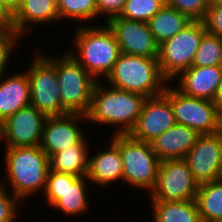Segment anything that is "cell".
<instances>
[{"label": "cell", "instance_id": "83f0119b", "mask_svg": "<svg viewBox=\"0 0 222 222\" xmlns=\"http://www.w3.org/2000/svg\"><path fill=\"white\" fill-rule=\"evenodd\" d=\"M166 5V0H127L120 17L148 22Z\"/></svg>", "mask_w": 222, "mask_h": 222}, {"label": "cell", "instance_id": "30bf717a", "mask_svg": "<svg viewBox=\"0 0 222 222\" xmlns=\"http://www.w3.org/2000/svg\"><path fill=\"white\" fill-rule=\"evenodd\" d=\"M198 188L199 183L184 158L166 159L160 162L156 183L149 198L151 201L196 200Z\"/></svg>", "mask_w": 222, "mask_h": 222}, {"label": "cell", "instance_id": "603a6c76", "mask_svg": "<svg viewBox=\"0 0 222 222\" xmlns=\"http://www.w3.org/2000/svg\"><path fill=\"white\" fill-rule=\"evenodd\" d=\"M153 222H202L196 200L151 201Z\"/></svg>", "mask_w": 222, "mask_h": 222}, {"label": "cell", "instance_id": "9c48e42d", "mask_svg": "<svg viewBox=\"0 0 222 222\" xmlns=\"http://www.w3.org/2000/svg\"><path fill=\"white\" fill-rule=\"evenodd\" d=\"M27 75L30 80V105L46 116H61L67 114L61 105L56 66L47 58L35 52Z\"/></svg>", "mask_w": 222, "mask_h": 222}, {"label": "cell", "instance_id": "7a4b0ae2", "mask_svg": "<svg viewBox=\"0 0 222 222\" xmlns=\"http://www.w3.org/2000/svg\"><path fill=\"white\" fill-rule=\"evenodd\" d=\"M4 156L6 179L20 202L45 189L50 165L40 146L6 147Z\"/></svg>", "mask_w": 222, "mask_h": 222}, {"label": "cell", "instance_id": "8fae6325", "mask_svg": "<svg viewBox=\"0 0 222 222\" xmlns=\"http://www.w3.org/2000/svg\"><path fill=\"white\" fill-rule=\"evenodd\" d=\"M85 179H88L87 176L78 177L49 169L44 189L47 203L52 208L61 210L66 216L83 214L90 207Z\"/></svg>", "mask_w": 222, "mask_h": 222}, {"label": "cell", "instance_id": "ffe728a7", "mask_svg": "<svg viewBox=\"0 0 222 222\" xmlns=\"http://www.w3.org/2000/svg\"><path fill=\"white\" fill-rule=\"evenodd\" d=\"M0 76V124L19 109L30 105V80L27 72Z\"/></svg>", "mask_w": 222, "mask_h": 222}, {"label": "cell", "instance_id": "4316f807", "mask_svg": "<svg viewBox=\"0 0 222 222\" xmlns=\"http://www.w3.org/2000/svg\"><path fill=\"white\" fill-rule=\"evenodd\" d=\"M61 19L64 18L85 22L97 18L96 0H57Z\"/></svg>", "mask_w": 222, "mask_h": 222}, {"label": "cell", "instance_id": "484cf974", "mask_svg": "<svg viewBox=\"0 0 222 222\" xmlns=\"http://www.w3.org/2000/svg\"><path fill=\"white\" fill-rule=\"evenodd\" d=\"M222 65V37L206 32L196 51L192 66Z\"/></svg>", "mask_w": 222, "mask_h": 222}, {"label": "cell", "instance_id": "cb8c5ba5", "mask_svg": "<svg viewBox=\"0 0 222 222\" xmlns=\"http://www.w3.org/2000/svg\"><path fill=\"white\" fill-rule=\"evenodd\" d=\"M190 20L178 10L165 5L147 23L158 45L169 40L183 30Z\"/></svg>", "mask_w": 222, "mask_h": 222}, {"label": "cell", "instance_id": "836d02e7", "mask_svg": "<svg viewBox=\"0 0 222 222\" xmlns=\"http://www.w3.org/2000/svg\"><path fill=\"white\" fill-rule=\"evenodd\" d=\"M13 28V14L0 0V30Z\"/></svg>", "mask_w": 222, "mask_h": 222}, {"label": "cell", "instance_id": "5bb4252c", "mask_svg": "<svg viewBox=\"0 0 222 222\" xmlns=\"http://www.w3.org/2000/svg\"><path fill=\"white\" fill-rule=\"evenodd\" d=\"M105 24L113 32L122 54L158 58L159 45L148 23L116 17Z\"/></svg>", "mask_w": 222, "mask_h": 222}, {"label": "cell", "instance_id": "8d00e7d4", "mask_svg": "<svg viewBox=\"0 0 222 222\" xmlns=\"http://www.w3.org/2000/svg\"><path fill=\"white\" fill-rule=\"evenodd\" d=\"M209 5H222V0H208Z\"/></svg>", "mask_w": 222, "mask_h": 222}, {"label": "cell", "instance_id": "7402d4cb", "mask_svg": "<svg viewBox=\"0 0 222 222\" xmlns=\"http://www.w3.org/2000/svg\"><path fill=\"white\" fill-rule=\"evenodd\" d=\"M86 140L84 138L77 145L70 146L53 154L49 158L50 170L59 173H69L78 177L87 176L89 150Z\"/></svg>", "mask_w": 222, "mask_h": 222}, {"label": "cell", "instance_id": "9a60e30c", "mask_svg": "<svg viewBox=\"0 0 222 222\" xmlns=\"http://www.w3.org/2000/svg\"><path fill=\"white\" fill-rule=\"evenodd\" d=\"M175 124L170 98L162 93L146 98L138 121L129 134L137 140L151 143Z\"/></svg>", "mask_w": 222, "mask_h": 222}, {"label": "cell", "instance_id": "d6986e66", "mask_svg": "<svg viewBox=\"0 0 222 222\" xmlns=\"http://www.w3.org/2000/svg\"><path fill=\"white\" fill-rule=\"evenodd\" d=\"M55 20H61L57 0H23L21 7L13 15V28L23 37L22 35H27V31L30 32L32 24L45 25Z\"/></svg>", "mask_w": 222, "mask_h": 222}, {"label": "cell", "instance_id": "f546056e", "mask_svg": "<svg viewBox=\"0 0 222 222\" xmlns=\"http://www.w3.org/2000/svg\"><path fill=\"white\" fill-rule=\"evenodd\" d=\"M20 38L14 28L0 30V76L4 75L12 50L15 49V44L17 40H21Z\"/></svg>", "mask_w": 222, "mask_h": 222}, {"label": "cell", "instance_id": "6da1fadb", "mask_svg": "<svg viewBox=\"0 0 222 222\" xmlns=\"http://www.w3.org/2000/svg\"><path fill=\"white\" fill-rule=\"evenodd\" d=\"M147 97L142 94L108 88L97 81L92 92L87 121L117 125L115 134H129L135 127Z\"/></svg>", "mask_w": 222, "mask_h": 222}, {"label": "cell", "instance_id": "f1b7e54d", "mask_svg": "<svg viewBox=\"0 0 222 222\" xmlns=\"http://www.w3.org/2000/svg\"><path fill=\"white\" fill-rule=\"evenodd\" d=\"M168 7L178 10L192 21H203L209 8L208 0H166Z\"/></svg>", "mask_w": 222, "mask_h": 222}, {"label": "cell", "instance_id": "3957f363", "mask_svg": "<svg viewBox=\"0 0 222 222\" xmlns=\"http://www.w3.org/2000/svg\"><path fill=\"white\" fill-rule=\"evenodd\" d=\"M76 29L73 47L77 52L69 53L96 81L102 76L106 79L121 54L113 32L106 24L102 27L82 25Z\"/></svg>", "mask_w": 222, "mask_h": 222}, {"label": "cell", "instance_id": "5b68a950", "mask_svg": "<svg viewBox=\"0 0 222 222\" xmlns=\"http://www.w3.org/2000/svg\"><path fill=\"white\" fill-rule=\"evenodd\" d=\"M55 66L61 105L67 114L87 115L96 80L70 53L59 58L47 57Z\"/></svg>", "mask_w": 222, "mask_h": 222}, {"label": "cell", "instance_id": "7c38bea8", "mask_svg": "<svg viewBox=\"0 0 222 222\" xmlns=\"http://www.w3.org/2000/svg\"><path fill=\"white\" fill-rule=\"evenodd\" d=\"M47 116L27 105L0 124V140L6 147L40 146Z\"/></svg>", "mask_w": 222, "mask_h": 222}, {"label": "cell", "instance_id": "2e32d148", "mask_svg": "<svg viewBox=\"0 0 222 222\" xmlns=\"http://www.w3.org/2000/svg\"><path fill=\"white\" fill-rule=\"evenodd\" d=\"M82 119L86 121L87 117L81 114L47 116L40 147L49 158L59 151L77 145L86 137L77 123Z\"/></svg>", "mask_w": 222, "mask_h": 222}, {"label": "cell", "instance_id": "ac0fdd59", "mask_svg": "<svg viewBox=\"0 0 222 222\" xmlns=\"http://www.w3.org/2000/svg\"><path fill=\"white\" fill-rule=\"evenodd\" d=\"M198 137L199 134L195 130L176 123L155 138L151 144L161 161L166 159H183L195 145Z\"/></svg>", "mask_w": 222, "mask_h": 222}, {"label": "cell", "instance_id": "e0dca14e", "mask_svg": "<svg viewBox=\"0 0 222 222\" xmlns=\"http://www.w3.org/2000/svg\"><path fill=\"white\" fill-rule=\"evenodd\" d=\"M177 89L183 94L213 101L222 79V65L191 66L177 78Z\"/></svg>", "mask_w": 222, "mask_h": 222}, {"label": "cell", "instance_id": "d6a6232c", "mask_svg": "<svg viewBox=\"0 0 222 222\" xmlns=\"http://www.w3.org/2000/svg\"><path fill=\"white\" fill-rule=\"evenodd\" d=\"M203 23L208 33L222 37V5H209Z\"/></svg>", "mask_w": 222, "mask_h": 222}, {"label": "cell", "instance_id": "ba28073f", "mask_svg": "<svg viewBox=\"0 0 222 222\" xmlns=\"http://www.w3.org/2000/svg\"><path fill=\"white\" fill-rule=\"evenodd\" d=\"M164 93L170 98L177 124L185 125L199 135L222 130V115L213 101L187 96L169 84Z\"/></svg>", "mask_w": 222, "mask_h": 222}, {"label": "cell", "instance_id": "277c9868", "mask_svg": "<svg viewBox=\"0 0 222 222\" xmlns=\"http://www.w3.org/2000/svg\"><path fill=\"white\" fill-rule=\"evenodd\" d=\"M106 81L108 87L139 93L147 98L164 93L169 83L161 73L158 58L122 53Z\"/></svg>", "mask_w": 222, "mask_h": 222}, {"label": "cell", "instance_id": "d4e9b609", "mask_svg": "<svg viewBox=\"0 0 222 222\" xmlns=\"http://www.w3.org/2000/svg\"><path fill=\"white\" fill-rule=\"evenodd\" d=\"M196 202L202 222H221L222 178L199 184Z\"/></svg>", "mask_w": 222, "mask_h": 222}, {"label": "cell", "instance_id": "4fadbf2b", "mask_svg": "<svg viewBox=\"0 0 222 222\" xmlns=\"http://www.w3.org/2000/svg\"><path fill=\"white\" fill-rule=\"evenodd\" d=\"M194 179L199 183L222 178V130L199 135L184 158Z\"/></svg>", "mask_w": 222, "mask_h": 222}, {"label": "cell", "instance_id": "1f68e13d", "mask_svg": "<svg viewBox=\"0 0 222 222\" xmlns=\"http://www.w3.org/2000/svg\"><path fill=\"white\" fill-rule=\"evenodd\" d=\"M127 0H96L97 18L106 16L107 23L113 18L120 17Z\"/></svg>", "mask_w": 222, "mask_h": 222}, {"label": "cell", "instance_id": "d590c367", "mask_svg": "<svg viewBox=\"0 0 222 222\" xmlns=\"http://www.w3.org/2000/svg\"><path fill=\"white\" fill-rule=\"evenodd\" d=\"M213 103L216 105L219 113L222 115V79L220 85L218 86V90L213 100Z\"/></svg>", "mask_w": 222, "mask_h": 222}, {"label": "cell", "instance_id": "e575fe53", "mask_svg": "<svg viewBox=\"0 0 222 222\" xmlns=\"http://www.w3.org/2000/svg\"><path fill=\"white\" fill-rule=\"evenodd\" d=\"M5 7L14 15L21 7L23 0H2Z\"/></svg>", "mask_w": 222, "mask_h": 222}, {"label": "cell", "instance_id": "4dcf8cb0", "mask_svg": "<svg viewBox=\"0 0 222 222\" xmlns=\"http://www.w3.org/2000/svg\"><path fill=\"white\" fill-rule=\"evenodd\" d=\"M6 186L0 183V222H14L17 217V204L21 203L20 200L13 194H7ZM10 195V196H9ZM17 207V208H16Z\"/></svg>", "mask_w": 222, "mask_h": 222}, {"label": "cell", "instance_id": "52a82bcc", "mask_svg": "<svg viewBox=\"0 0 222 222\" xmlns=\"http://www.w3.org/2000/svg\"><path fill=\"white\" fill-rule=\"evenodd\" d=\"M206 32L203 21H192L159 45V67L169 83L192 66L196 51Z\"/></svg>", "mask_w": 222, "mask_h": 222}, {"label": "cell", "instance_id": "44dd1931", "mask_svg": "<svg viewBox=\"0 0 222 222\" xmlns=\"http://www.w3.org/2000/svg\"><path fill=\"white\" fill-rule=\"evenodd\" d=\"M106 151L89 155L87 180L98 186H108L114 181L123 180V162L120 149L110 141Z\"/></svg>", "mask_w": 222, "mask_h": 222}, {"label": "cell", "instance_id": "8992f818", "mask_svg": "<svg viewBox=\"0 0 222 222\" xmlns=\"http://www.w3.org/2000/svg\"><path fill=\"white\" fill-rule=\"evenodd\" d=\"M110 139L119 149L123 162V181L143 190L153 189L161 160L152 144L133 138L130 134H114Z\"/></svg>", "mask_w": 222, "mask_h": 222}]
</instances>
